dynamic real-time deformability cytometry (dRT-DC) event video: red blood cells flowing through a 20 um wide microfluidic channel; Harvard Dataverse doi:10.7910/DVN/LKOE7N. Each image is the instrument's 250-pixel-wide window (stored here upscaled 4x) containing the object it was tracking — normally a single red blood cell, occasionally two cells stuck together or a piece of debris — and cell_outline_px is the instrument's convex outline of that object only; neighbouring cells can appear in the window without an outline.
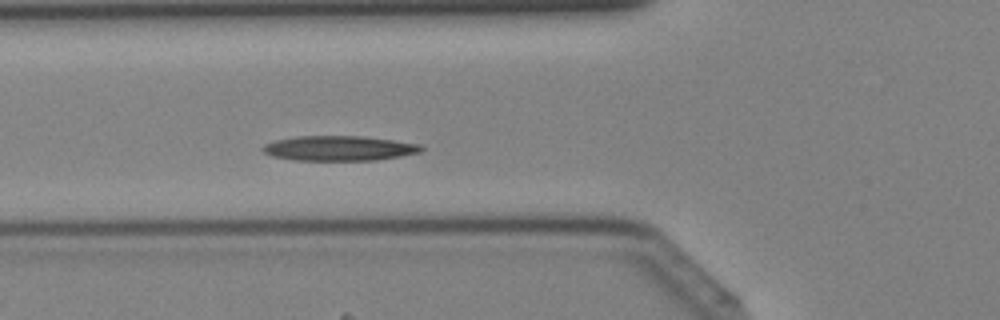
{"species": "Egyptian fruit bat (a non-hibernating species)", "species_latin": "Rousettus aegyptiacus", "temperature_condition": "cold", "stored_images_in_passage": 40, "camera_frame_rate_fps": 3000, "um_per_image_px": 0.085, "animal": {"sex": "female"}, "frame": {"image": 1, "passage_image": 13, "time_ms": 4.0, "image_size_px": [1000, 320], "cell_outline_px": [[424, 148], [420, 152], [400, 156], [376, 160], [292, 160], [272, 156], [264, 152], [260, 148], [264, 144], [276, 140], [296, 136], [364, 136], [420, 144]], "centroid_in_image_um": [28.8, 12.6], "position_along_channel_um": 97.0, "area_um2": 23.0}}
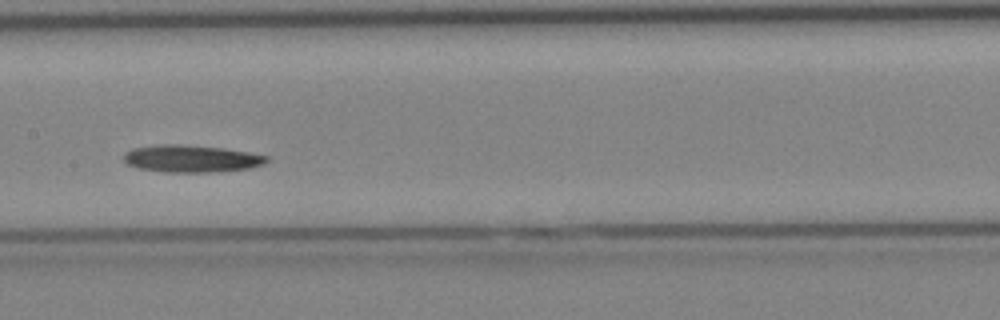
{"frame": {"image": 2, "passage_image": 19, "time_ms": 6.0, "image_size_px": [1000, 320], "cell_outline_px": [[268, 160], [264, 164], [248, 168], [208, 172], [164, 172], [140, 168], [128, 164], [124, 160], [124, 152], [132, 148], [164, 144], [180, 144], [224, 148], [248, 152], [268, 156]], "centroid_in_image_um": [16.25, 13.47], "position_along_channel_um": 191.2, "area_um2": 22.48}}
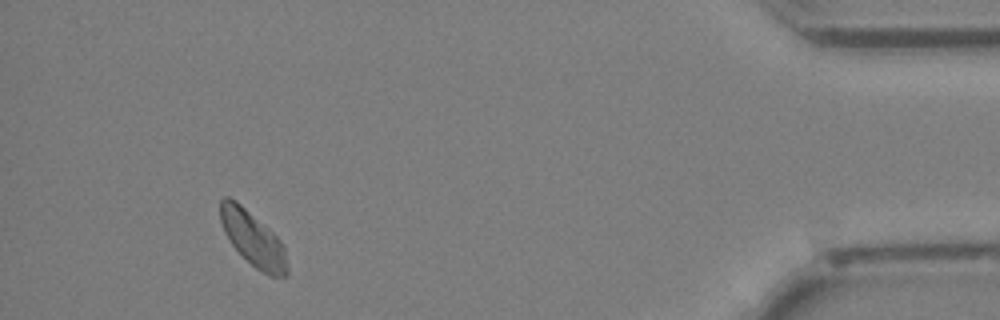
{"frame": {"image": 3, "passage_image": 37, "time_ms": 12.0, "image_size_px": [1000, 320], "cell_outline_px": [[288, 276], [268, 276], [256, 268], [228, 240], [224, 232], [220, 220], [220, 200], [224, 196], [228, 196], [236, 200], [268, 228], [284, 244], [288, 264]], "centroid_in_image_um": [21.51, 20.29], "position_along_channel_um": 413.7, "area_um2": 21.27}}